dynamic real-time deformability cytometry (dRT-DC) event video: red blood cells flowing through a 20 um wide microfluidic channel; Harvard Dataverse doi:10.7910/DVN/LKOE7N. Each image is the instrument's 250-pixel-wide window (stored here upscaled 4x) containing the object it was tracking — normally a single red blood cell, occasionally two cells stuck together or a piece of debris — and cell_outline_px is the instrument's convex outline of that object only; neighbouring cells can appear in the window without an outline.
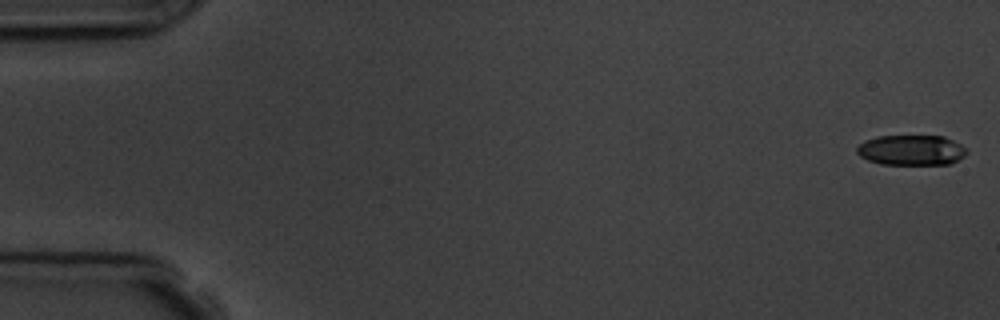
{"species": "common noctule bat (a hibernating species)", "species_latin": "Nyctalus noctula", "temperature_condition": "room temperature", "stored_images_in_passage": 4, "camera_frame_rate_fps": 3000, "um_per_image_px": 0.085, "animal": {"sex": "male", "body_mass_g": 19.5, "forearm_length_mm": 54.6}, "frame": {"image": 1, "passage_image": 1, "time_ms": 0.0, "image_size_px": [1000, 320], "cell_outline_px": [[968, 152], [964, 156], [948, 164], [880, 164], [868, 160], [860, 156], [856, 152], [856, 148], [864, 140], [876, 136], [944, 136], [960, 144]], "centroid_in_image_um": [77.42, 12.75], "position_along_channel_um": 7.6, "area_um2": 19.31}}